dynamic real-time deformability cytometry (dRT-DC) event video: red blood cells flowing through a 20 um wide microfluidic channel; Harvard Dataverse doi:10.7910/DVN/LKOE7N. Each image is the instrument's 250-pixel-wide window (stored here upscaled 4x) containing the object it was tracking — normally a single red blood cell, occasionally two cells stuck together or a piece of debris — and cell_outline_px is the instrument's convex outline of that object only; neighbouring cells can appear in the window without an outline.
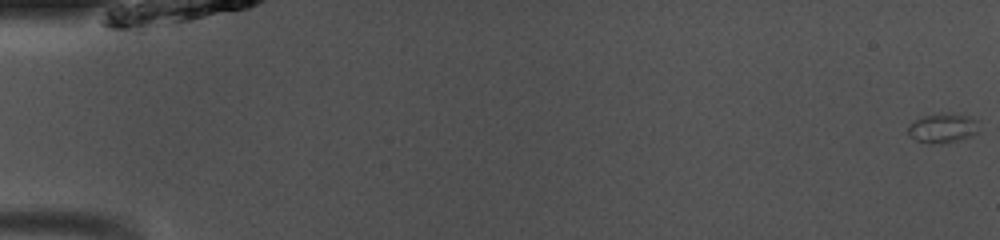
{"species": "common noctule bat (a hibernating species)", "species_latin": "Nyctalus noctula", "temperature_condition": "room temperature", "stored_images_in_passage": 50, "camera_frame_rate_fps": 3000, "um_per_image_px": 0.085, "animal": {"sex": "male", "body_mass_g": 13.0, "forearm_length_mm": 53.1}, "frame": {"image": 1, "passage_image": 1, "time_ms": 0.0, "image_size_px": [1000, 240], "cell_outline_px": [[980, 120], [976, 132], [972, 136], [948, 144], [932, 144], [916, 140], [908, 136], [908, 124], [924, 116], [936, 112], [948, 112], [968, 116]], "centroid_in_image_um": [80.14, 10.88], "position_along_channel_um": 4.9, "area_um2": 12.66}}
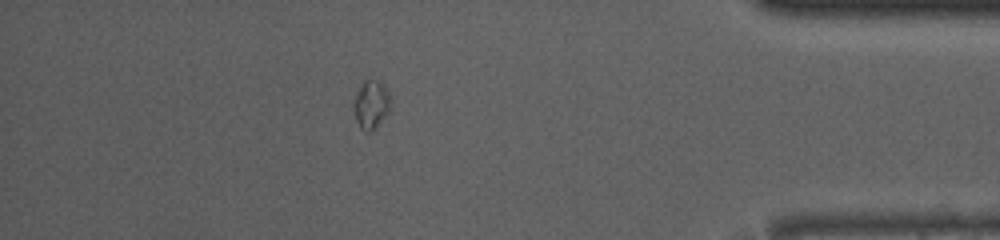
{"frame": {"image": 2, "passage_image": 44, "time_ms": 14.333, "image_size_px": [1000, 240], "cell_outline_px": [[388, 112], [376, 128], [372, 132], [368, 132], [360, 128], [356, 120], [352, 108], [352, 104], [364, 80], [380, 80], [384, 84], [388, 92]], "centroid_in_image_um": [31.52, 8.9], "position_along_channel_um": 403.7, "area_um2": 10.23}}